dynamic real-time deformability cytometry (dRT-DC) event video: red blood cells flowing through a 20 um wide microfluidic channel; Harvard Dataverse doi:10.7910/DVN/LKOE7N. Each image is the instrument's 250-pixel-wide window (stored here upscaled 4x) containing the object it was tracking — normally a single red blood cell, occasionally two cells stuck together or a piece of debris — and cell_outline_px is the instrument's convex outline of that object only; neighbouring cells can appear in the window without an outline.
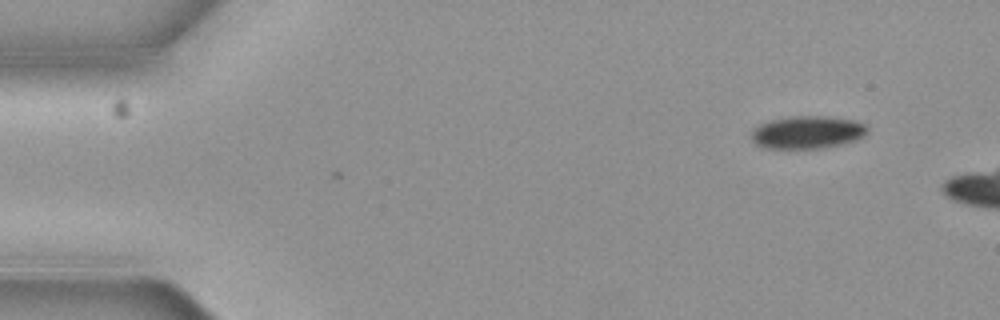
{"species": "common noctule bat (a hibernating species)", "species_latin": "Nyctalus noctula", "temperature_condition": "cold", "stored_images_in_passage": 4, "camera_frame_rate_fps": 3000, "um_per_image_px": 0.085, "animal": {"sex": "female", "body_mass_g": 19.3, "forearm_length_mm": 54.1}, "frame": {"image": 1, "passage_image": 4, "time_ms": 1.0, "image_size_px": [1000, 320], "cell_outline_px": [[868, 132], [864, 136], [856, 140], [840, 144], [820, 148], [764, 148], [756, 144], [752, 140], [752, 128], [768, 120], [788, 116], [828, 116], [856, 120], [864, 124], [868, 128]], "centroid_in_image_um": [68.62, 11.23], "position_along_channel_um": 16.4, "area_um2": 22.31}}